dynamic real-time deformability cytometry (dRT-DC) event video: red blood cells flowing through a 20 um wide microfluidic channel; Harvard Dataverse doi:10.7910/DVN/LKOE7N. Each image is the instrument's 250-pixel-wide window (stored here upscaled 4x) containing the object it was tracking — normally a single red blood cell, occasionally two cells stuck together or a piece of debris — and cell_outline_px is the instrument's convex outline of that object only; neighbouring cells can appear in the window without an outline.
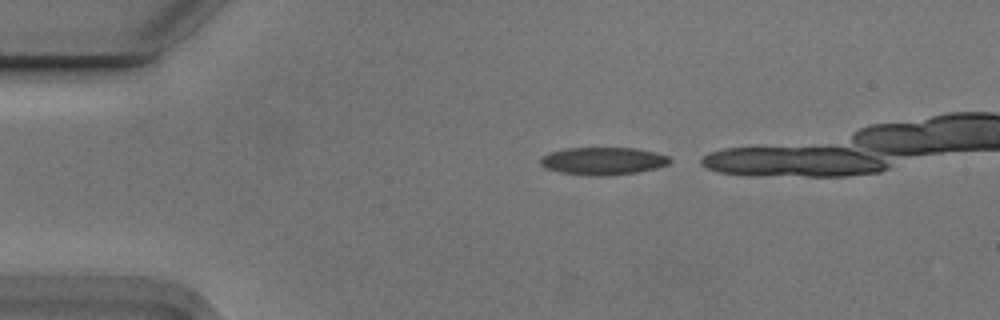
{"species": "Egyptian fruit bat (a non-hibernating species)", "species_latin": "Rousettus aegyptiacus", "temperature_condition": "cold", "stored_images_in_passage": 6, "camera_frame_rate_fps": 3000, "um_per_image_px": 0.085, "animal": {"sex": "male"}, "frame": {"image": 1, "passage_image": 1, "time_ms": 0.0, "image_size_px": [1000, 320], "cell_outline_px": [[672, 160], [668, 164], [656, 168], [636, 172], [596, 176], [560, 172], [544, 168], [540, 164], [540, 156], [548, 152], [564, 148], [636, 148], [656, 152], [668, 156]], "centroid_in_image_um": [51.21, 13.67], "position_along_channel_um": 33.8, "area_um2": 20.81}}